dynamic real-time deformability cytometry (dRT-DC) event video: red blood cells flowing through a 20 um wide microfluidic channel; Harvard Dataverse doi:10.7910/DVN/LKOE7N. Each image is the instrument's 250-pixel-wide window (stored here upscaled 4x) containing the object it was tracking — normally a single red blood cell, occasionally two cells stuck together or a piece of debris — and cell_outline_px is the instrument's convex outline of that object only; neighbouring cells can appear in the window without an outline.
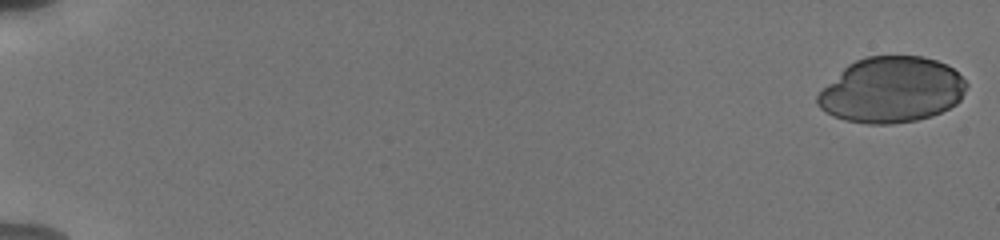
{"species": "human", "species_latin": "Homo sapiens", "temperature_condition": "cold", "stored_images_in_passage": 55, "camera_frame_rate_fps": 3000, "um_per_image_px": 0.085, "donor": {"sex": "male"}, "frame": {"image": 1, "passage_image": 1, "time_ms": 0.0, "image_size_px": [1000, 240], "cell_outline_px": [[968, 84], [960, 100], [956, 104], [932, 116], [916, 120], [892, 124], [868, 124], [844, 120], [832, 116], [824, 112], [816, 104], [816, 96], [848, 64], [856, 60], [868, 56], [924, 56], [948, 64]], "centroid_in_image_um": [75.78, 7.65], "position_along_channel_um": 9.2, "area_um2": 56.99}}
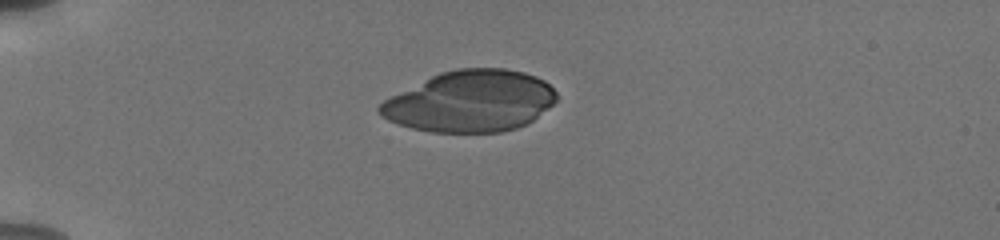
{"frame": {"image": 2, "passage_image": 16, "time_ms": 5.0, "image_size_px": [1000, 240], "cell_outline_px": [[556, 100], [552, 104], [528, 124], [516, 128], [500, 132], [432, 132], [412, 128], [388, 120], [380, 116], [376, 108], [384, 100], [440, 72], [456, 68], [504, 68], [524, 72], [536, 76], [544, 80], [556, 92]], "centroid_in_image_um": [39.99, 8.61], "position_along_channel_um": 45.0, "area_um2": 62.89}}
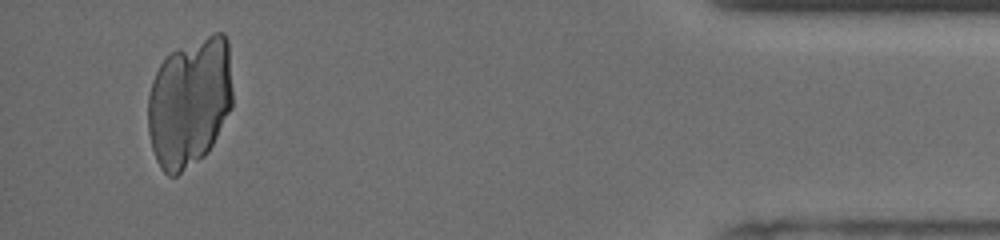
{"frame": {"image": 3, "passage_image": 53, "time_ms": 17.333, "image_size_px": [1000, 240], "cell_outline_px": [[232, 108], [208, 152], [204, 156], [176, 176], [168, 176], [160, 168], [156, 160], [152, 148], [148, 132], [148, 96], [152, 80], [160, 64], [172, 52], [212, 32], [224, 32], [228, 40], [232, 92]], "centroid_in_image_um": [16.12, 8.69], "position_along_channel_um": 419.1, "area_um2": 64.33}}